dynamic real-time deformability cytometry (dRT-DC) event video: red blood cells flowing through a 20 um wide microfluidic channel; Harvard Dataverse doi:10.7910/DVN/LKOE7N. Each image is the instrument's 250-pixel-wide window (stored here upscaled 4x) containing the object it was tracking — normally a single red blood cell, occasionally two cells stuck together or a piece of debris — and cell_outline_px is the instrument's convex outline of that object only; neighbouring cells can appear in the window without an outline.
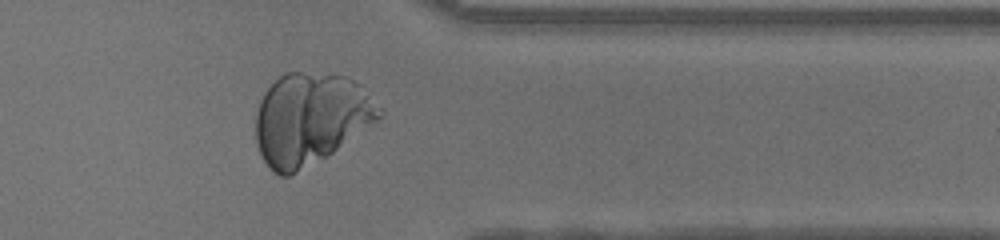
{"species": "human", "species_latin": "Homo sapiens", "temperature_condition": "room temperature", "stored_images_in_passage": 49, "camera_frame_rate_fps": 3000, "um_per_image_px": 0.085, "donor": {"sex": "female"}, "frame": {"image": 1, "passage_image": 41, "time_ms": 13.333, "image_size_px": [1000, 240], "cell_outline_px": [[384, 112], [376, 120], [328, 156], [288, 176], [280, 176], [272, 172], [264, 160], [256, 144], [256, 112], [260, 100], [264, 92], [284, 72], [300, 72], [344, 76], [352, 80]], "centroid_in_image_um": [26.32, 10.12], "position_along_channel_um": 385.1, "area_um2": 64.91}}